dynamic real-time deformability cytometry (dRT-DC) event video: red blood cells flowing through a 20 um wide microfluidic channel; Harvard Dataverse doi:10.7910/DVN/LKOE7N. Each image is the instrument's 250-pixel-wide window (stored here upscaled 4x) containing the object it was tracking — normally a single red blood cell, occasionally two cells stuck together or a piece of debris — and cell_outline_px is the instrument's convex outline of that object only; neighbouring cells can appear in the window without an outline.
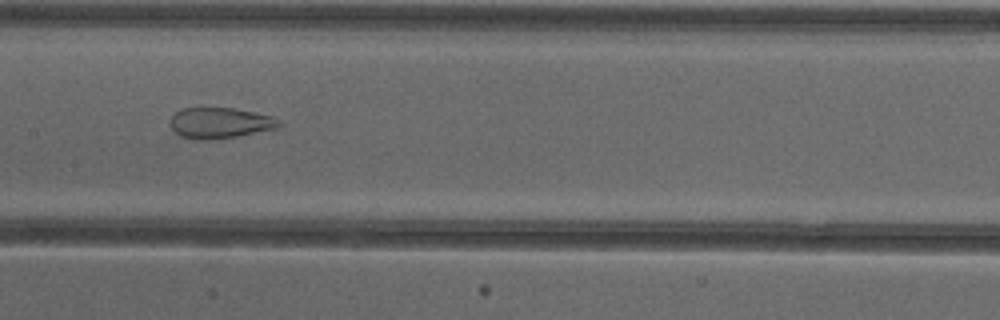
{"species": "common noctule bat (a hibernating species)", "species_latin": "Nyctalus noctula", "temperature_condition": "cold", "stored_images_in_passage": 53, "segment_of_instrument_passage": [2, 2], "camera_frame_rate_fps": 3000, "um_per_image_px": 0.085, "animal": {"sex": "female"}, "frame": {"image": 1, "passage_image": 27, "time_ms": 8.667, "image_size_px": [1000, 320], "cell_outline_px": [[284, 124], [276, 128], [236, 136], [208, 140], [196, 140], [180, 136], [172, 128], [172, 116], [176, 112], [184, 108], [232, 108], [272, 116], [280, 120]], "centroid_in_image_um": [18.72, 10.45], "position_along_channel_um": 188.7, "area_um2": 19.25}}
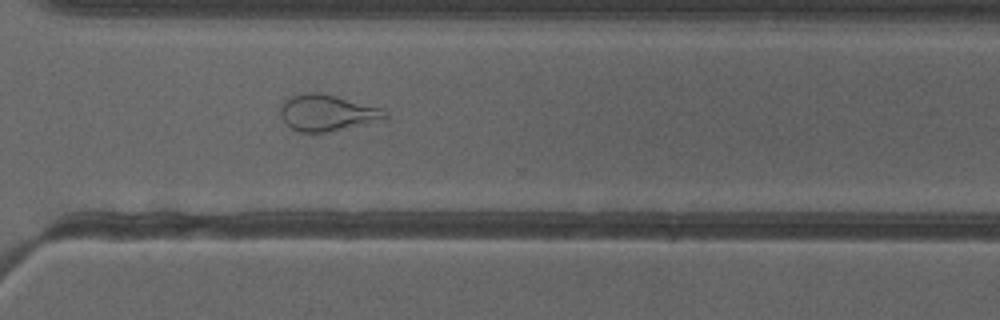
{"frame": {"image": 2, "passage_image": 39, "time_ms": 12.667, "image_size_px": [1000, 320], "cell_outline_px": [[388, 120], [332, 132], [296, 132], [280, 116], [280, 104], [284, 100], [292, 96], [304, 92], [320, 92], [336, 96], [380, 108], [388, 112]], "centroid_in_image_um": [27.85, 9.6], "position_along_channel_um": 342.8, "area_um2": 22.6}}
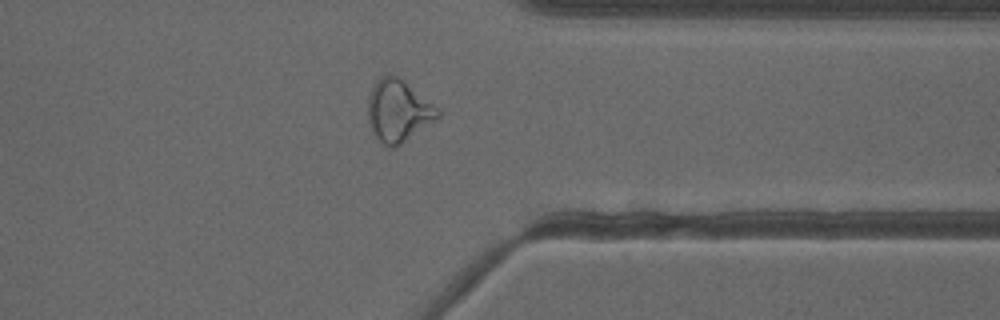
{"frame": {"image": 3, "passage_image": 42, "time_ms": 13.667, "image_size_px": [1000, 320], "cell_outline_px": [[440, 116], [436, 120], [396, 148], [388, 148], [372, 132], [368, 124], [368, 96], [372, 84], [380, 76], [392, 72], [404, 80], [440, 108]], "centroid_in_image_um": [33.85, 9.39], "position_along_channel_um": 377.6, "area_um2": 25.89}}